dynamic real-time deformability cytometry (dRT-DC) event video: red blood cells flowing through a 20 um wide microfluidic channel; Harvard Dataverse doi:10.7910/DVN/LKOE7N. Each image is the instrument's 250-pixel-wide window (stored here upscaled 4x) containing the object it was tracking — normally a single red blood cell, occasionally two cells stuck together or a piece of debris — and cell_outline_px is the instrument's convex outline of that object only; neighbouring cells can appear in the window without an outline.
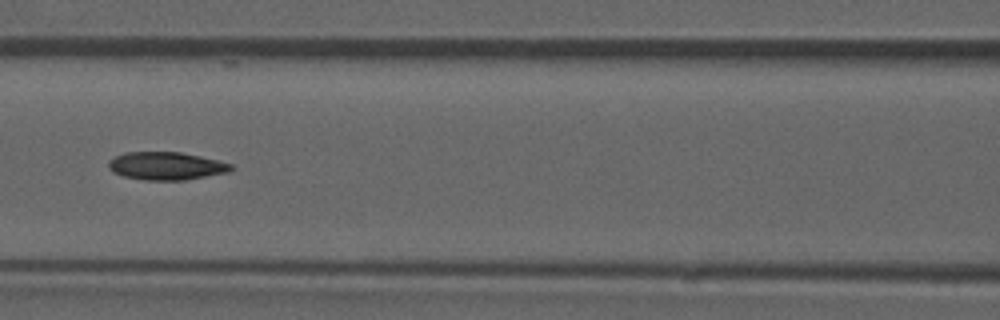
{"species": "common noctule bat (a hibernating species)", "species_latin": "Nyctalus noctula", "temperature_condition": "room temperature", "stored_images_in_passage": 52, "camera_frame_rate_fps": 3000, "um_per_image_px": 0.085, "animal": {"sex": "male", "forearm_length_mm": 52.5}, "frame": {"image": 1, "passage_image": 23, "time_ms": 7.333, "image_size_px": [1000, 320], "cell_outline_px": [[236, 168], [228, 172], [184, 180], [144, 180], [124, 176], [112, 172], [108, 168], [108, 160], [124, 152], [180, 152], [200, 156], [232, 164]], "centroid_in_image_um": [14.11, 14.1], "position_along_channel_um": 152.5, "area_um2": 19.94}}